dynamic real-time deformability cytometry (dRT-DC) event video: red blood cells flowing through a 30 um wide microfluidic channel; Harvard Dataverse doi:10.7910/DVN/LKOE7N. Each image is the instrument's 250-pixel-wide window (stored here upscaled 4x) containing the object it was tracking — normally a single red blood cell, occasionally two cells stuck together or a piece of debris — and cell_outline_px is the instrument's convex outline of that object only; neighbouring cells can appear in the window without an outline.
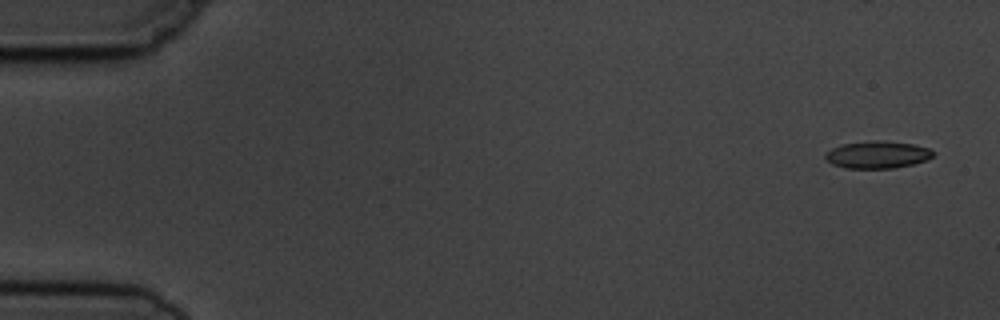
{"species": "common noctule bat (a hibernating species)", "species_latin": "Nyctalus noctula", "temperature_condition": "cold", "stored_images_in_passage": 6, "camera_frame_rate_fps": 3000, "um_per_image_px": 0.085, "animal": {"sex": "male", "body_mass_g": 19.5, "forearm_length_mm": 54.6}, "frame": {"image": 1, "passage_image": 1, "time_ms": 0.0, "image_size_px": [1000, 320], "cell_outline_px": [[932, 156], [928, 160], [896, 168], [844, 168], [832, 164], [824, 156], [832, 148], [840, 144], [872, 140], [880, 140], [912, 144], [928, 148], [932, 152]], "centroid_in_image_um": [74.56, 13.15], "position_along_channel_um": 10.4, "area_um2": 17.05}}
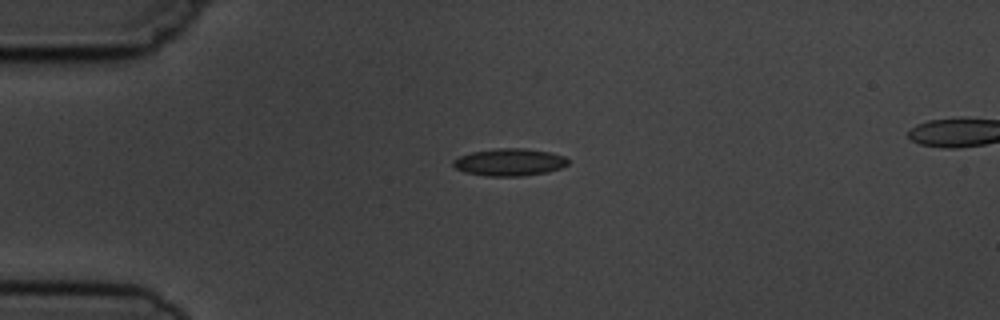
{"frame": {"image": 2, "passage_image": 4, "time_ms": 3.667, "image_size_px": [1000, 320], "cell_outline_px": [[568, 164], [560, 168], [548, 172], [520, 176], [484, 176], [464, 172], [456, 168], [452, 164], [452, 160], [460, 156], [472, 152], [496, 148], [524, 148], [552, 152], [564, 156], [568, 160]], "centroid_in_image_um": [43.3, 13.78], "position_along_channel_um": 41.7, "area_um2": 18.38}}